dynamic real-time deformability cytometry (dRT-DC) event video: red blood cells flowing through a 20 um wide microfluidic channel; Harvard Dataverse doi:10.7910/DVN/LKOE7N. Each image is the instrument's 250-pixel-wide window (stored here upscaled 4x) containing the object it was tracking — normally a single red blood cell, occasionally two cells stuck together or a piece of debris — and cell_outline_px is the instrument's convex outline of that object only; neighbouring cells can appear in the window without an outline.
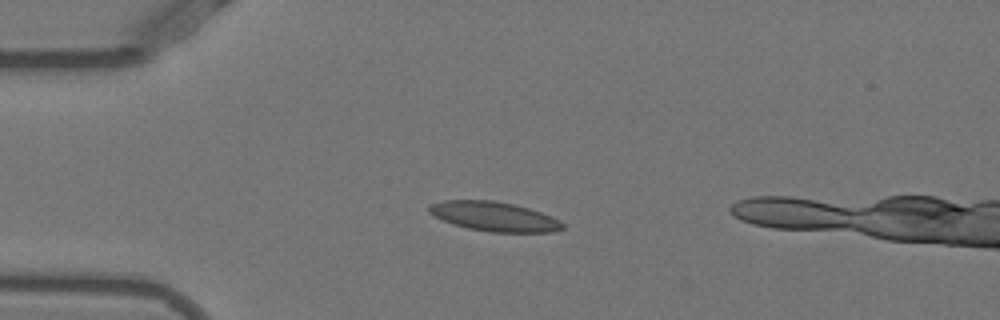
{"species": "Egyptian fruit bat (a non-hibernating species)", "species_latin": "Rousettus aegyptiacus", "temperature_condition": "warm", "stored_images_in_passage": 33, "camera_frame_rate_fps": 3000, "um_per_image_px": 0.085, "animal": {"sex": "female"}, "frame": {"image": 1, "passage_image": 1, "time_ms": 0.0, "image_size_px": [1000, 320], "cell_outline_px": [[564, 228], [552, 232], [488, 232], [468, 228], [452, 224], [428, 212], [428, 204], [444, 200], [492, 200], [516, 204], [552, 216], [560, 220], [564, 224]], "centroid_in_image_um": [42.01, 18.39], "position_along_channel_um": 43.0, "area_um2": 23.0}}
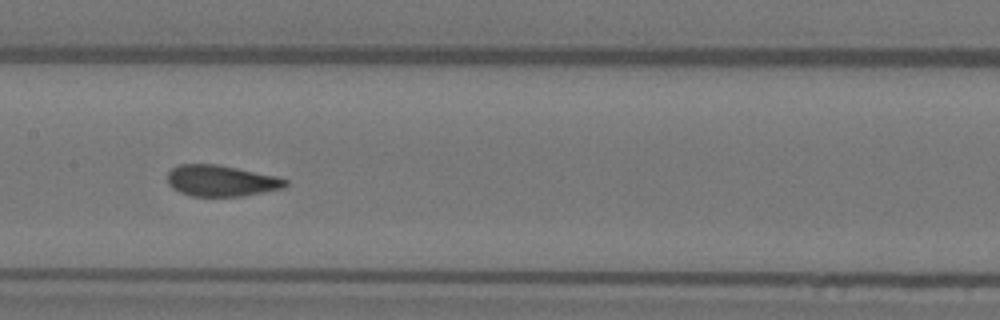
{"frame": {"image": 2, "passage_image": 14, "time_ms": 4.333, "image_size_px": [1000, 320], "cell_outline_px": [[288, 184], [284, 188], [240, 196], [192, 196], [180, 192], [172, 188], [168, 184], [168, 172], [172, 168], [180, 164], [216, 164], [276, 176], [288, 180]], "centroid_in_image_um": [18.78, 15.36], "position_along_channel_um": 188.6, "area_um2": 21.27}}
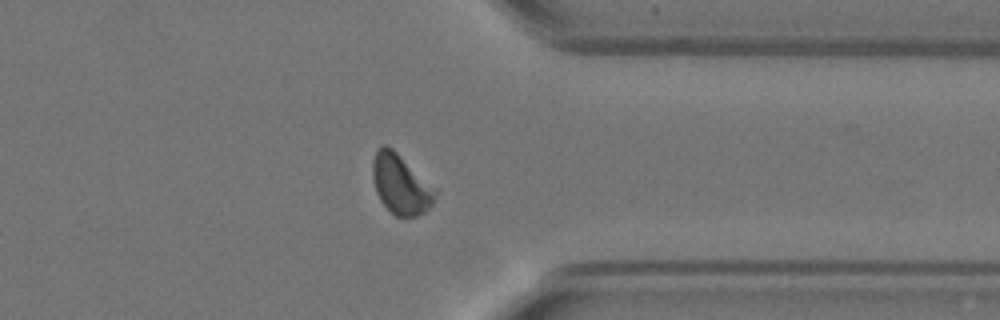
{"frame": {"image": 3, "passage_image": 29, "time_ms": 9.333, "image_size_px": [1000, 320], "cell_outline_px": [[436, 196], [432, 204], [424, 212], [416, 216], [396, 216], [380, 200], [376, 192], [372, 176], [372, 164], [376, 148], [384, 144], [392, 148], [436, 188]], "centroid_in_image_um": [34.05, 15.64], "position_along_channel_um": 377.4, "area_um2": 21.62}, "authors_computed_cell_mechanics": {"area_um2": 22.1374, "velocity_mm_per_s": 3.8843, "shape_relaxation_time_tau1_ms": 6.7463, "shape_relaxation_time_tau2_ms": null, "deformation_change_tau1": 0.1933, "deformation_change_tau2": null}}